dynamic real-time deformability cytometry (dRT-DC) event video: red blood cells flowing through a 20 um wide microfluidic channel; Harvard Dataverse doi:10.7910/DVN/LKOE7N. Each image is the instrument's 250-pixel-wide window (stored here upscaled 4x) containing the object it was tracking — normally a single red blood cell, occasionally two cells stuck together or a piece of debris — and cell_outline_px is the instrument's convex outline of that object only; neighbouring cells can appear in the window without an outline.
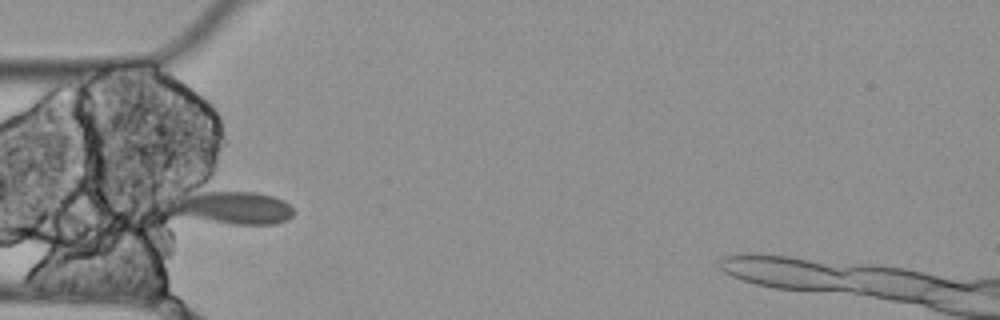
{"species": "Egyptian fruit bat (a non-hibernating species)", "species_latin": "Rousettus aegyptiacus", "temperature_condition": "cold", "stored_images_in_passage": 8, "camera_frame_rate_fps": 3000, "um_per_image_px": 0.085, "animal": {"sex": "female"}, "frame": {"image": 1, "passage_image": 3, "time_ms": 0.667, "image_size_px": [1000, 320], "cell_outline_px": [[296, 212], [288, 220], [272, 224], [232, 224], [172, 216], [160, 200], [200, 180], [256, 192], [272, 196], [284, 200]], "centroid_in_image_um": [19.27, 17.43], "position_along_channel_um": 65.7, "area_um2": 28.67}}
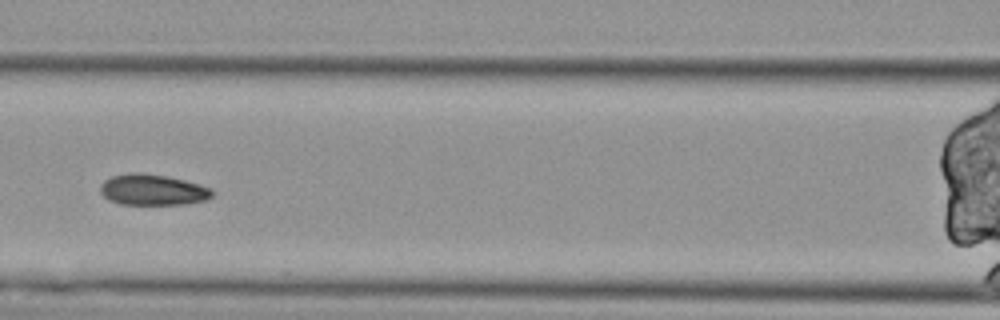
{"frame": {"image": 2, "passage_image": 5, "time_ms": 1.333, "image_size_px": [1000, 320], "cell_outline_px": [[216, 192], [208, 200], [184, 204], [120, 204], [108, 200], [100, 192], [100, 184], [104, 180], [112, 176], [128, 172], [144, 172], [168, 176], [200, 184], [212, 188]], "centroid_in_image_um": [13.0, 16.12], "position_along_channel_um": 153.6, "area_um2": 20.58}}
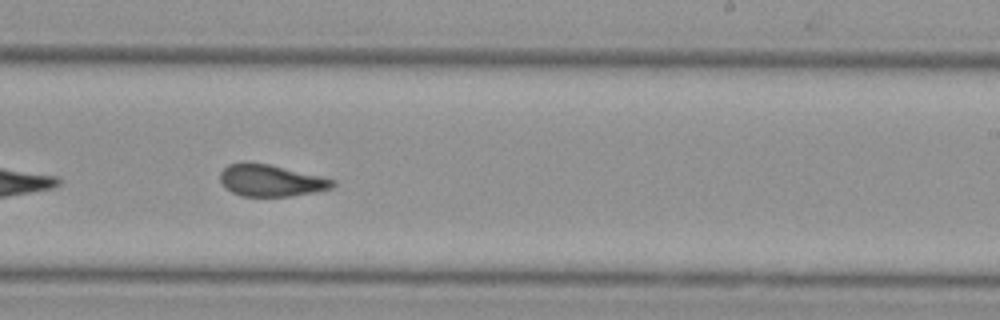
{"frame": {"image": 3, "passage_image": 8, "time_ms": 2.333, "image_size_px": [1000, 320], "cell_outline_px": [[336, 184], [332, 188], [292, 196], [240, 196], [224, 188], [220, 180], [220, 172], [228, 164], [244, 160], [248, 160], [272, 164], [336, 180]], "centroid_in_image_um": [22.97, 15.31], "position_along_channel_um": 266.0, "area_um2": 21.33}}